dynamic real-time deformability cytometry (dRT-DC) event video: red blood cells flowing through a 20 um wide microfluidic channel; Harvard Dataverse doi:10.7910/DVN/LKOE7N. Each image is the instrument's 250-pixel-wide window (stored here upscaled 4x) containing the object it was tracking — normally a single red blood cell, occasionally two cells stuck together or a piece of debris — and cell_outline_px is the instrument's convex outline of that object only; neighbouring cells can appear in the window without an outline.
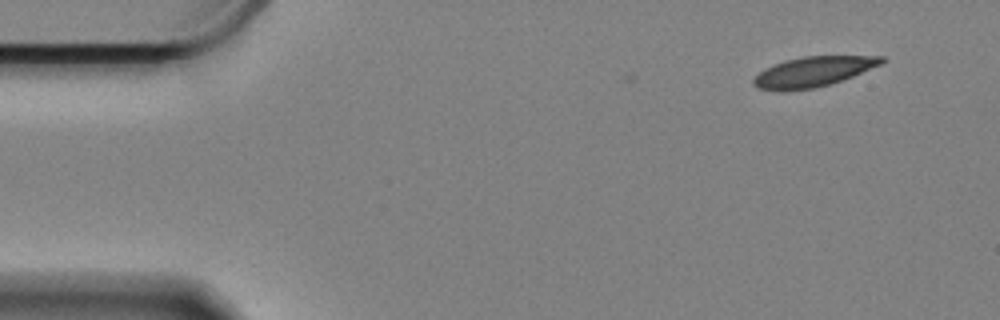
{"species": "Egyptian fruit bat (a non-hibernating species)", "species_latin": "Rousettus aegyptiacus", "temperature_condition": "cold", "stored_images_in_passage": 4, "camera_frame_rate_fps": 3000, "um_per_image_px": 0.085, "animal": {"sex": "female"}, "frame": {"image": 1, "passage_image": 1, "time_ms": 0.0, "image_size_px": [1000, 320], "cell_outline_px": [[884, 60], [880, 64], [852, 76], [828, 84], [812, 88], [784, 92], [756, 88], [752, 84], [752, 80], [764, 68], [772, 64], [784, 60], [804, 56], [884, 56]], "centroid_in_image_um": [69.02, 6.1], "position_along_channel_um": 16.0, "area_um2": 22.31}}